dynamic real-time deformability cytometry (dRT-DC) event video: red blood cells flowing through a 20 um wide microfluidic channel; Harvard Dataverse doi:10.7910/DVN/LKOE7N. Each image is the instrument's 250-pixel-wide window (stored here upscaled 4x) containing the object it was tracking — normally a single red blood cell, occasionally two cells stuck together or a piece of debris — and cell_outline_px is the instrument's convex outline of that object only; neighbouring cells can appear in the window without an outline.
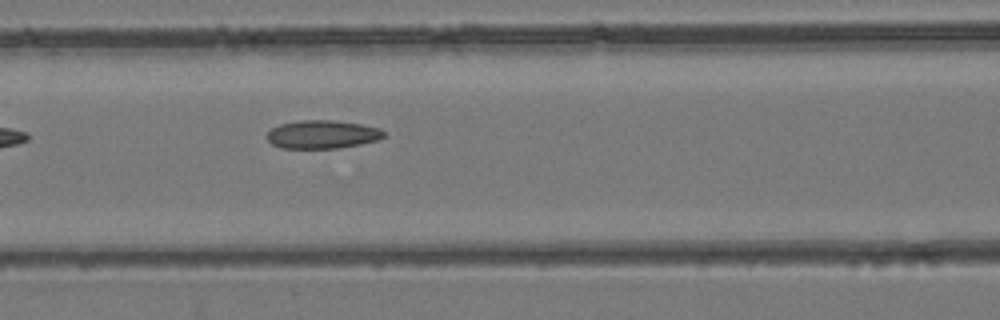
{"species": "common noctule bat (a hibernating species)", "species_latin": "Nyctalus noctula", "temperature_condition": "room temperature", "stored_images_in_passage": 5, "camera_frame_rate_fps": 3000, "um_per_image_px": 0.085, "animal": {"sex": "female", "body_mass_g": 24.6, "forearm_length_mm": 56.2}, "frame": {"image": 1, "passage_image": 5, "time_ms": 5.333, "image_size_px": [1000, 320], "cell_outline_px": [[384, 136], [380, 140], [340, 148], [280, 148], [272, 144], [264, 136], [272, 128], [280, 124], [300, 120], [332, 120], [360, 124], [380, 128], [384, 132]], "centroid_in_image_um": [27.38, 11.43], "position_along_channel_um": 139.2, "area_um2": 19.36}}